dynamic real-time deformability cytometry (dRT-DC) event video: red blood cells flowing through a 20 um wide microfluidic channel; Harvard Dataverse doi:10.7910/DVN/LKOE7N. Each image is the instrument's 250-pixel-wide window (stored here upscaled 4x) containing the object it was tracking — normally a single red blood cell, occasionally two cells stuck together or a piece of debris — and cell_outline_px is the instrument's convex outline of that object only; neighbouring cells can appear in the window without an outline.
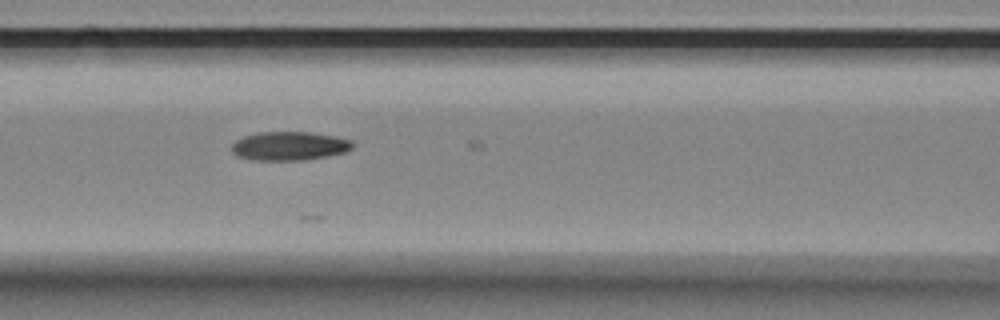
{"species": "Egyptian fruit bat (a non-hibernating species)", "species_latin": "Rousettus aegyptiacus", "temperature_condition": "room temperature", "stored_images_in_passage": 18, "camera_frame_rate_fps": 3000, "um_per_image_px": 0.085, "animal": {"sex": "female"}, "frame": {"image": 1, "passage_image": 5, "time_ms": 1.333, "image_size_px": [1000, 320], "cell_outline_px": [[356, 144], [352, 148], [344, 152], [328, 156], [300, 160], [252, 160], [236, 156], [232, 152], [232, 144], [236, 140], [244, 136], [256, 132], [312, 132], [336, 136], [352, 140]], "centroid_in_image_um": [24.6, 12.4], "position_along_channel_um": 142.0, "area_um2": 20.46}}
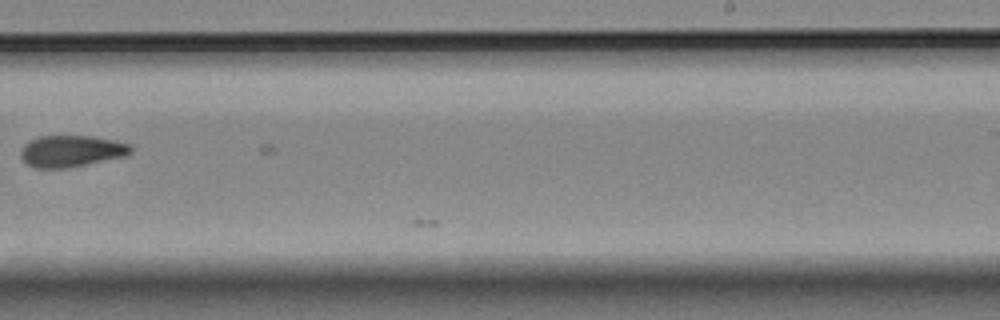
{"frame": {"image": 2, "passage_image": 17, "time_ms": 5.333, "image_size_px": [1000, 320], "cell_outline_px": [[132, 152], [124, 156], [64, 168], [32, 168], [20, 156], [20, 152], [24, 144], [40, 136], [92, 136], [116, 140], [128, 144], [132, 148]], "centroid_in_image_um": [6.04, 12.83], "position_along_channel_um": 283.0, "area_um2": 20.0}}